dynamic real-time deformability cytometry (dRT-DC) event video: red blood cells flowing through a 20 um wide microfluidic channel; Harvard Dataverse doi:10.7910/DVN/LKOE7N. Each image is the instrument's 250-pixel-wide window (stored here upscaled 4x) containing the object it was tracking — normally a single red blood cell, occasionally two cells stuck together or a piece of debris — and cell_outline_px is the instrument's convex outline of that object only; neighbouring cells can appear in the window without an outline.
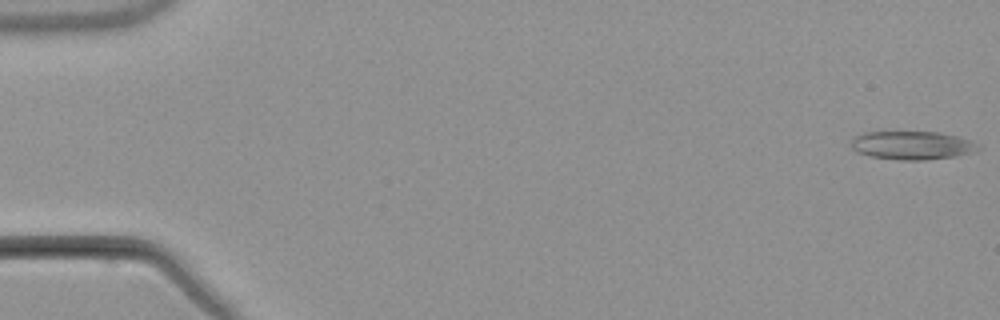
{"species": "common noctule bat (a hibernating species)", "species_latin": "Nyctalus noctula", "temperature_condition": "warm", "stored_images_in_passage": 3, "camera_frame_rate_fps": 3000, "um_per_image_px": 0.085, "animal": {"sex": "male", "body_mass_g": 21.5, "forearm_length_mm": 52.0}, "frame": {"image": 1, "passage_image": 3, "time_ms": 2.333, "image_size_px": [1000, 320], "cell_outline_px": [[980, 148], [976, 152], [956, 156], [924, 160], [900, 160], [872, 156], [856, 152], [852, 148], [852, 136], [860, 132], [940, 132], [972, 140]], "centroid_in_image_um": [77.52, 12.35], "position_along_channel_um": 7.5, "area_um2": 21.15}}